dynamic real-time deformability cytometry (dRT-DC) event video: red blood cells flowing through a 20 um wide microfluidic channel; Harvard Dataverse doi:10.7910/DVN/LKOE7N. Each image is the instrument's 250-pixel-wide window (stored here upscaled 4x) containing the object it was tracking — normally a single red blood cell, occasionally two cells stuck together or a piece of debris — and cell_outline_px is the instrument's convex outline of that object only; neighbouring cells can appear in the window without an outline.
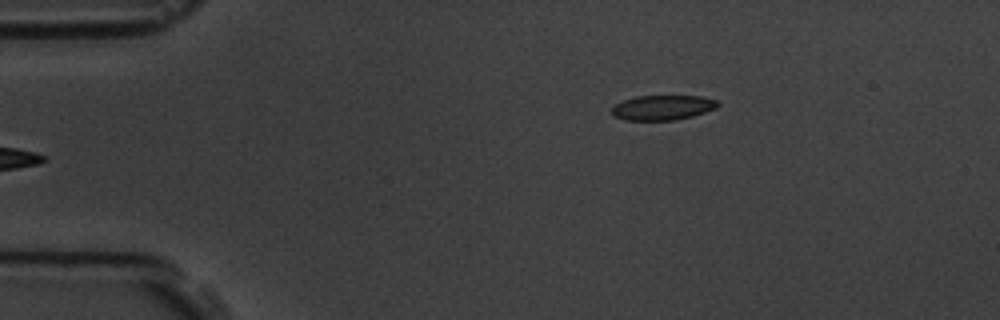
{"species": "common noctule bat (a hibernating species)", "species_latin": "Nyctalus noctula", "temperature_condition": "room temperature", "stored_images_in_passage": 6, "camera_frame_rate_fps": 3000, "um_per_image_px": 0.085, "animal": {"sex": "male", "body_mass_g": 19.5, "forearm_length_mm": 54.6}, "frame": {"image": 1, "passage_image": 6, "time_ms": 6.333, "image_size_px": [1000, 320], "cell_outline_px": [[720, 104], [716, 108], [692, 116], [676, 120], [624, 120], [612, 116], [612, 108], [616, 104], [624, 100], [636, 96], [700, 96], [716, 100]], "centroid_in_image_um": [56.31, 9.15], "position_along_channel_um": 28.7, "area_um2": 15.32}}